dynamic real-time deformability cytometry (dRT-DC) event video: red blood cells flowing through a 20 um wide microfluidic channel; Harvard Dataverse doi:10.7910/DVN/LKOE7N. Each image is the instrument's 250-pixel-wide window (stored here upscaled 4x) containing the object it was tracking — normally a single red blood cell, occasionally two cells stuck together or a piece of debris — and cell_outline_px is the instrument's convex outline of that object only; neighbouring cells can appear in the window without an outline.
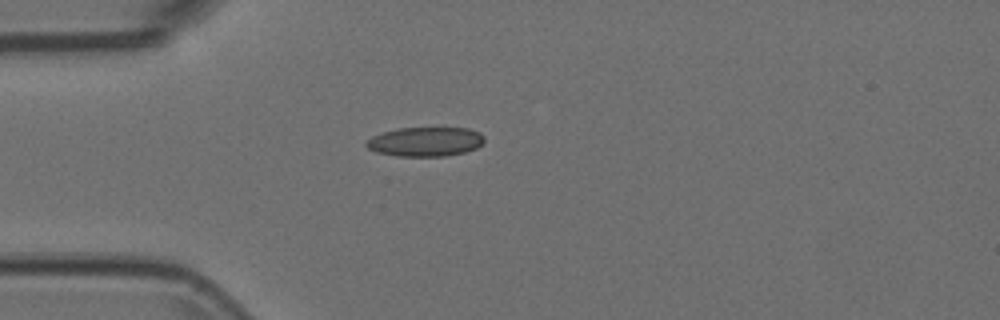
{"species": "Egyptian fruit bat (a non-hibernating species)", "species_latin": "Rousettus aegyptiacus", "temperature_condition": "room temperature", "stored_images_in_passage": 41, "camera_frame_rate_fps": 3000, "um_per_image_px": 0.085, "animal": {"sex": "female"}, "frame": {"image": 1, "passage_image": 1, "time_ms": 0.0, "image_size_px": [1000, 320], "cell_outline_px": [[484, 140], [476, 148], [464, 152], [444, 156], [396, 156], [376, 152], [368, 148], [364, 144], [372, 136], [396, 128], [468, 128], [480, 132], [484, 136]], "centroid_in_image_um": [36.14, 12.04], "position_along_channel_um": 48.9, "area_um2": 20.11}}
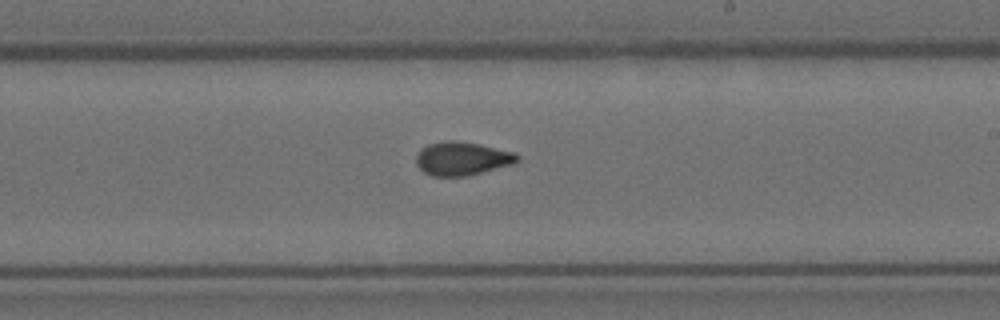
{"frame": {"image": 2, "passage_image": 18, "time_ms": 5.667, "image_size_px": [1000, 320], "cell_outline_px": [[520, 160], [512, 164], [468, 176], [432, 176], [424, 172], [416, 164], [416, 152], [428, 144], [448, 140], [456, 140], [480, 144], [516, 152], [520, 156]], "centroid_in_image_um": [39.29, 13.47], "position_along_channel_um": 249.7, "area_um2": 19.94}}
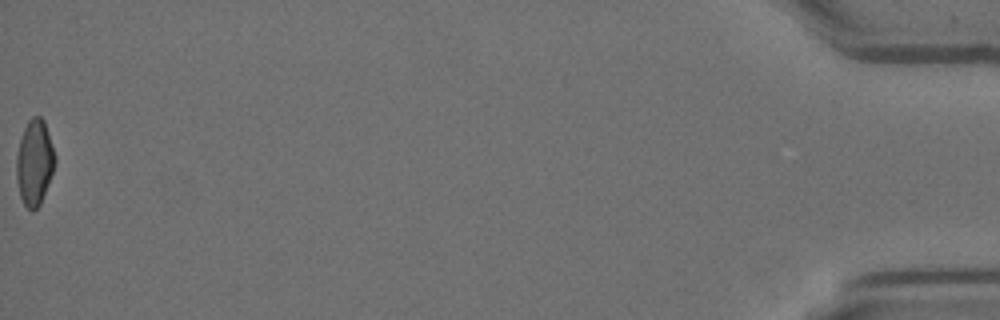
{"frame": {"image": 3, "passage_image": 41, "time_ms": 13.333, "image_size_px": [1000, 320], "cell_outline_px": [[56, 160], [52, 172], [40, 204], [32, 212], [24, 204], [20, 196], [16, 176], [16, 156], [20, 140], [24, 128], [28, 120], [32, 116], [40, 116], [44, 120], [56, 156]], "centroid_in_image_um": [2.92, 13.79], "position_along_channel_um": 432.3, "area_um2": 19.07}}